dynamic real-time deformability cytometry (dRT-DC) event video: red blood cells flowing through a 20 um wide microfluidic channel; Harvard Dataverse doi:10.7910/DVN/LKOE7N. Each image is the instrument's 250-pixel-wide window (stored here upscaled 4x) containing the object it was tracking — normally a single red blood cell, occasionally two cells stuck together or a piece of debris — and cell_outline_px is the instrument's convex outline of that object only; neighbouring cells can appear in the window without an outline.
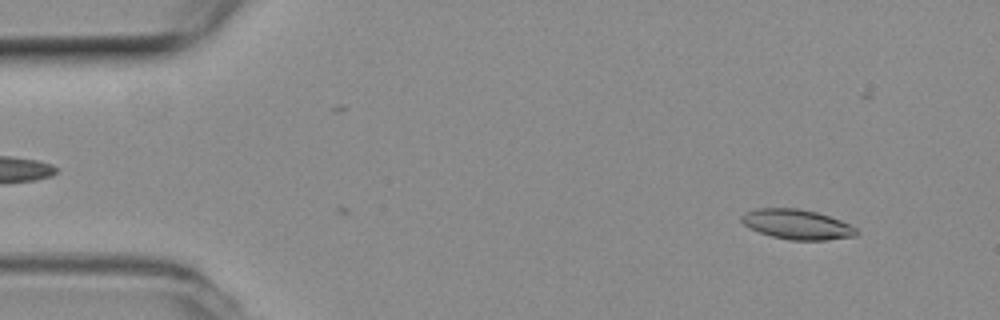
{"species": "common noctule bat (a hibernating species)", "species_latin": "Nyctalus noctula", "temperature_condition": "room temperature", "stored_images_in_passage": 5, "camera_frame_rate_fps": 3000, "um_per_image_px": 0.085, "animal": {"sex": "female", "body_mass_g": 19.3, "forearm_length_mm": 54.1}, "frame": {"image": 1, "passage_image": 5, "time_ms": 1.333, "image_size_px": [1000, 320], "cell_outline_px": [[860, 232], [856, 236], [824, 240], [788, 240], [772, 236], [760, 232], [744, 224], [740, 220], [740, 216], [744, 212], [756, 208], [796, 208], [816, 212], [840, 220], [856, 228]], "centroid_in_image_um": [67.74, 19.07], "position_along_channel_um": 17.3, "area_um2": 19.94}}